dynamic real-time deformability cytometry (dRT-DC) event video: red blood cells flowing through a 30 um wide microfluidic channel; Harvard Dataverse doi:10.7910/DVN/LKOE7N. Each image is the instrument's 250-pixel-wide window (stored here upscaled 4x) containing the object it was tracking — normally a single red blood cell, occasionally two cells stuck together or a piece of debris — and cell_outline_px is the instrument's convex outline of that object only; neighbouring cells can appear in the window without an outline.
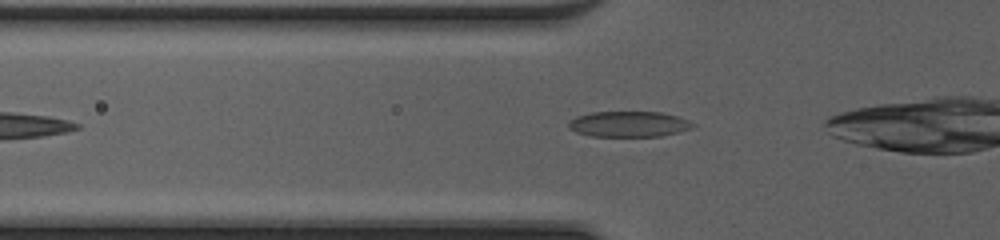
{"species": "common noctule bat (a hibernating species)", "species_latin": "Nyctalus noctula", "temperature_condition": "cold", "stored_images_in_passage": 28, "camera_frame_rate_fps": 3000, "um_per_image_px": 0.085, "animal": {"sex": "female", "body_mass_g": 20.0, "forearm_length_mm": 54.0}, "frame": {"image": 1, "passage_image": 2, "time_ms": 0.333, "image_size_px": [1000, 240], "cell_outline_px": [[696, 124], [692, 128], [660, 136], [588, 136], [576, 132], [568, 128], [568, 120], [576, 116], [592, 112], [660, 112], [676, 116], [688, 120]], "centroid_in_image_um": [53.39, 10.54], "position_along_channel_um": 72.4, "area_um2": 18.55}}
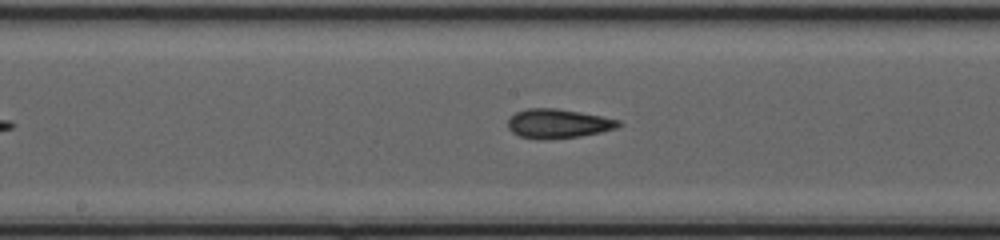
{"frame": {"image": 2, "passage_image": 11, "time_ms": 3.333, "image_size_px": [1000, 240], "cell_outline_px": [[624, 124], [616, 128], [600, 132], [580, 136], [520, 136], [512, 132], [508, 128], [508, 120], [516, 112], [528, 108], [556, 108], [580, 112], [620, 120]], "centroid_in_image_um": [47.49, 10.45], "position_along_channel_um": 200.7, "area_um2": 17.92}}
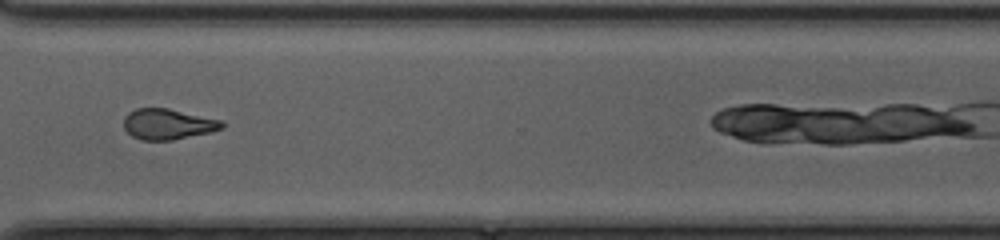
{"frame": {"image": 3, "passage_image": 22, "time_ms": 7.0, "image_size_px": [1000, 240], "cell_outline_px": [[224, 128], [212, 132], [172, 140], [140, 140], [132, 136], [124, 128], [124, 116], [128, 112], [136, 108], [168, 108], [224, 120]], "centroid_in_image_um": [14.3, 10.55], "position_along_channel_um": 356.3, "area_um2": 17.8}, "authors_computed_cell_mechanics": {"area_um2": 17.9758, "velocity_mm_per_s": 4.2519, "shape_relaxation_time_tau1_ms": 11.2446, "shape_relaxation_time_tau2_ms": 2.6873, "deformation_change_tau1": 0.2662, "deformation_change_tau2": 0.1065}}